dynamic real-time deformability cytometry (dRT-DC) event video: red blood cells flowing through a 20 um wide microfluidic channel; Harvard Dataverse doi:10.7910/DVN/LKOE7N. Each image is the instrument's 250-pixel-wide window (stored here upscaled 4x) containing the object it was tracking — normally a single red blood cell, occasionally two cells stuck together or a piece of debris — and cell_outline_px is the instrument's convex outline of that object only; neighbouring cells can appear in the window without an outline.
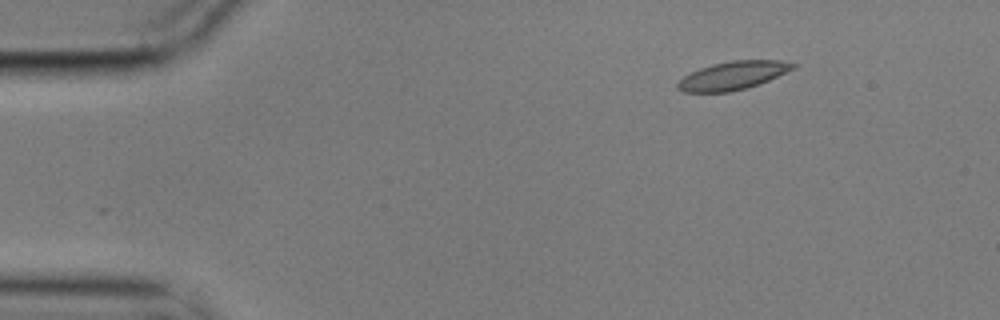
{"species": "common noctule bat (a hibernating species)", "species_latin": "Nyctalus noctula", "temperature_condition": "cold", "stored_images_in_passage": 4, "camera_frame_rate_fps": 3000, "um_per_image_px": 0.085, "animal": {"sex": "male", "body_mass_g": 17.9}, "frame": {"image": 1, "passage_image": 1, "time_ms": 0.0, "image_size_px": [1000, 320], "cell_outline_px": [[796, 68], [768, 80], [748, 88], [728, 92], [684, 92], [676, 88], [676, 84], [684, 76], [700, 68], [712, 64], [732, 60], [780, 60], [796, 64]], "centroid_in_image_um": [62.29, 6.42], "position_along_channel_um": 22.7, "area_um2": 18.96}}
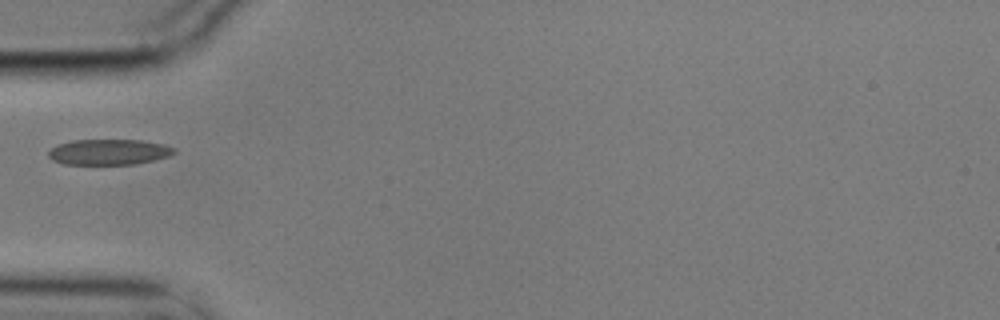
{"frame": {"image": 2, "passage_image": 4, "time_ms": 1.0, "image_size_px": [1000, 320], "cell_outline_px": [[176, 152], [168, 156], [136, 164], [64, 164], [52, 160], [48, 156], [48, 152], [56, 144], [72, 140], [140, 140], [164, 144], [176, 148]], "centroid_in_image_um": [9.24, 12.91], "position_along_channel_um": 75.8, "area_um2": 18.79}}